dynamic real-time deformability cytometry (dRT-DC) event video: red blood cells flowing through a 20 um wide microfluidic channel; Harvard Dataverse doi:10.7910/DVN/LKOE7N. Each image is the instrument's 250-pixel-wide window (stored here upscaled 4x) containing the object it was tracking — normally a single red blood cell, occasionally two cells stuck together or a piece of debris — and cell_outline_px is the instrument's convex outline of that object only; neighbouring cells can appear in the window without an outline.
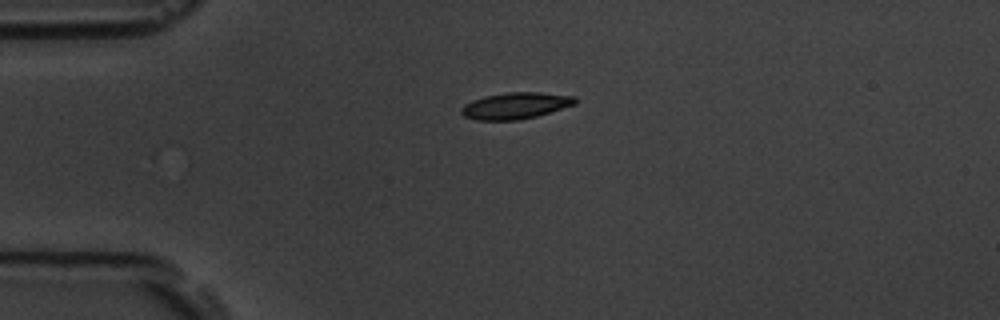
{"species": "common noctule bat (a hibernating species)", "species_latin": "Nyctalus noctula", "temperature_condition": "room temperature", "stored_images_in_passage": 2, "camera_frame_rate_fps": 3000, "um_per_image_px": 0.085, "animal": {"sex": "male", "body_mass_g": 19.5, "forearm_length_mm": 54.6}, "frame": {"image": 1, "passage_image": 1, "time_ms": 0.0, "image_size_px": [1000, 320], "cell_outline_px": [[576, 104], [536, 116], [520, 120], [476, 120], [464, 116], [460, 112], [460, 108], [464, 104], [472, 100], [484, 96], [508, 92], [540, 92], [576, 96]], "centroid_in_image_um": [43.8, 8.98], "position_along_channel_um": 41.2, "area_um2": 17.63}}